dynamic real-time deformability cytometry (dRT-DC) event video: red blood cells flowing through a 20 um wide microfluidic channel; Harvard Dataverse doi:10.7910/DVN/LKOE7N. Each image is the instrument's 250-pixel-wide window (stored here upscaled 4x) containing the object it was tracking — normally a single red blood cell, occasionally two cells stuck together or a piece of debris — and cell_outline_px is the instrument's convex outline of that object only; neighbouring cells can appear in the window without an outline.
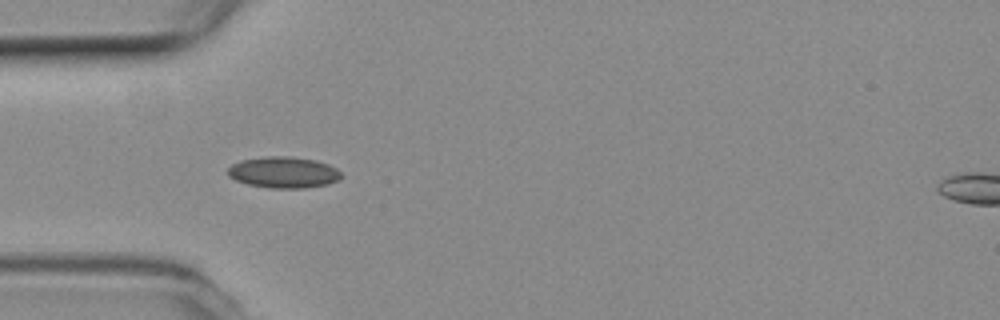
{"species": "common noctule bat (a hibernating species)", "species_latin": "Nyctalus noctula", "temperature_condition": "room temperature", "stored_images_in_passage": 28, "camera_frame_rate_fps": 3000, "um_per_image_px": 0.085, "animal": {"sex": "female", "body_mass_g": 19.3, "forearm_length_mm": 54.1}, "frame": {"image": 1, "passage_image": 5, "time_ms": 1.333, "image_size_px": [1000, 320], "cell_outline_px": [[344, 176], [340, 180], [328, 184], [304, 188], [268, 188], [248, 184], [236, 180], [228, 176], [228, 168], [232, 164], [240, 160], [264, 156], [288, 156], [316, 160], [328, 164], [336, 168]], "centroid_in_image_um": [24.12, 14.65], "position_along_channel_um": 60.9, "area_um2": 20.87}}
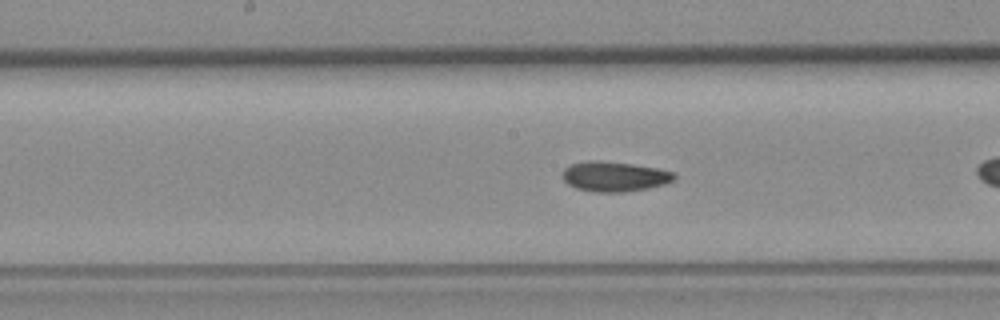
{"frame": {"image": 2, "passage_image": 13, "time_ms": 4.0, "image_size_px": [1000, 320], "cell_outline_px": [[676, 176], [672, 180], [664, 184], [648, 188], [624, 192], [596, 192], [576, 188], [568, 184], [564, 180], [564, 168], [572, 164], [588, 160], [600, 160], [632, 164], [656, 168], [676, 172]], "centroid_in_image_um": [52.24, 15.0], "position_along_channel_um": 196.0, "area_um2": 19.42}}
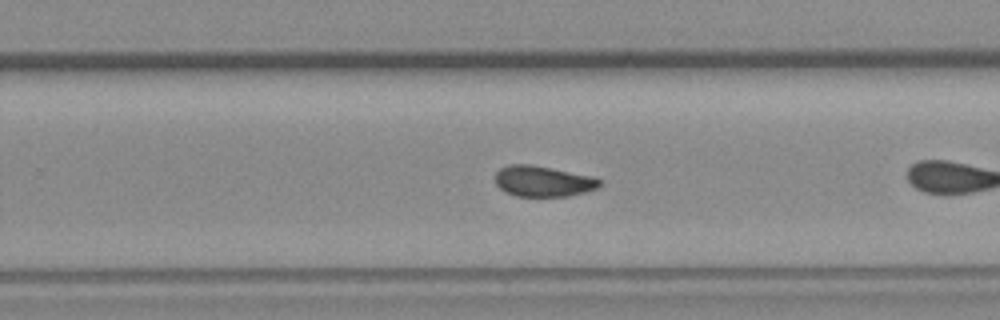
{"frame": {"image": 3, "passage_image": 20, "time_ms": 6.333, "image_size_px": [1000, 320], "cell_outline_px": [[600, 184], [596, 188], [584, 192], [568, 196], [516, 196], [504, 192], [496, 184], [496, 172], [500, 168], [508, 164], [532, 164], [592, 176], [600, 180]], "centroid_in_image_um": [46.12, 15.4], "position_along_channel_um": 283.7, "area_um2": 18.67}}